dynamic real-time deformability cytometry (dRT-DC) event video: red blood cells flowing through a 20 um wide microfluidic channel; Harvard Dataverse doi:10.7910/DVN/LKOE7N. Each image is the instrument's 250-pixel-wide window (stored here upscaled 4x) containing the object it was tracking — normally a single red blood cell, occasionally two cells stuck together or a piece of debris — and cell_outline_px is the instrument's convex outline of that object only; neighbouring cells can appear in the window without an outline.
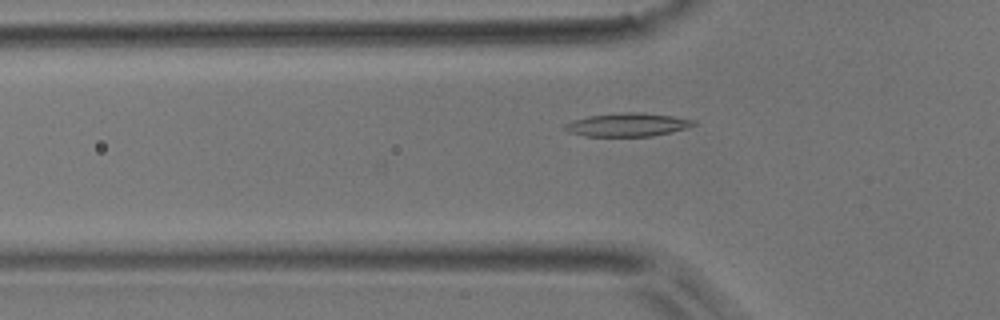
{"species": "common noctule bat (a hibernating species)", "species_latin": "Nyctalus noctula", "temperature_condition": "room temperature", "stored_images_in_passage": 41, "camera_frame_rate_fps": 3000, "um_per_image_px": 0.085, "animal": {"sex": "male", "body_mass_g": 17.9}, "frame": {"image": 1, "passage_image": 7, "time_ms": 2.0, "image_size_px": [1000, 320], "cell_outline_px": [[696, 124], [684, 128], [652, 136], [584, 136], [568, 132], [564, 128], [564, 124], [572, 120], [588, 116], [620, 112], [640, 112], [672, 116], [696, 120]], "centroid_in_image_um": [53.28, 10.59], "position_along_channel_um": 72.5, "area_um2": 17.46}}
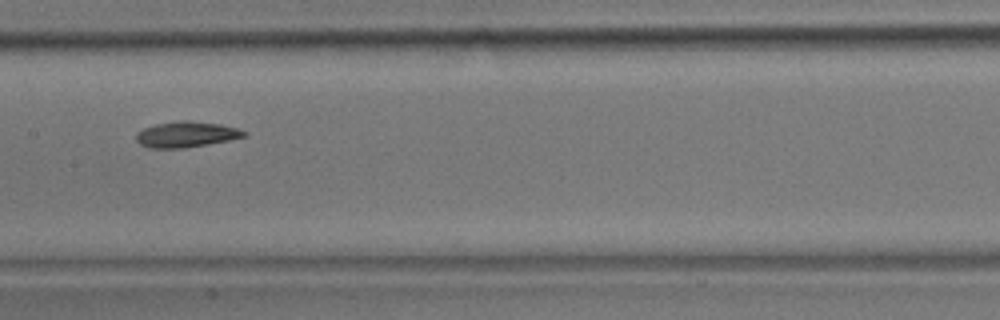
{"frame": {"image": 2, "passage_image": 16, "time_ms": 5.0, "image_size_px": [1000, 320], "cell_outline_px": [[248, 136], [208, 144], [184, 148], [148, 148], [140, 144], [136, 140], [136, 132], [144, 128], [156, 124], [180, 120], [188, 120], [220, 124], [236, 128], [248, 132]], "centroid_in_image_um": [15.83, 11.42], "position_along_channel_um": 191.6, "area_um2": 16.24}}
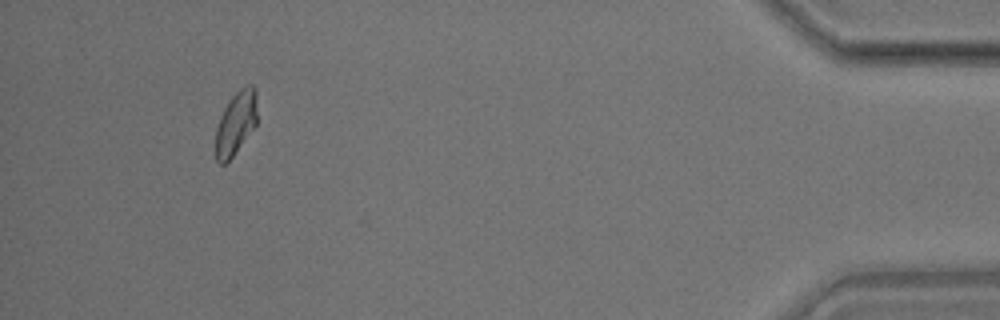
{"frame": {"image": 3, "passage_image": 38, "time_ms": 12.333, "image_size_px": [1000, 320], "cell_outline_px": [[256, 124], [232, 156], [224, 164], [220, 164], [216, 160], [216, 128], [220, 116], [228, 100], [240, 88], [248, 84], [252, 84], [256, 88]], "centroid_in_image_um": [20.04, 10.41], "position_along_channel_um": 415.2, "area_um2": 15.14}, "authors_computed_cell_mechanics": {"area_um2": 16.1262, "velocity_mm_per_s": 3.9463, "shape_relaxation_time_tau1_ms": null, "shape_relaxation_time_tau2_ms": 5.8759, "deformation_change_tau1": null, "deformation_change_tau2": 0.1044}}